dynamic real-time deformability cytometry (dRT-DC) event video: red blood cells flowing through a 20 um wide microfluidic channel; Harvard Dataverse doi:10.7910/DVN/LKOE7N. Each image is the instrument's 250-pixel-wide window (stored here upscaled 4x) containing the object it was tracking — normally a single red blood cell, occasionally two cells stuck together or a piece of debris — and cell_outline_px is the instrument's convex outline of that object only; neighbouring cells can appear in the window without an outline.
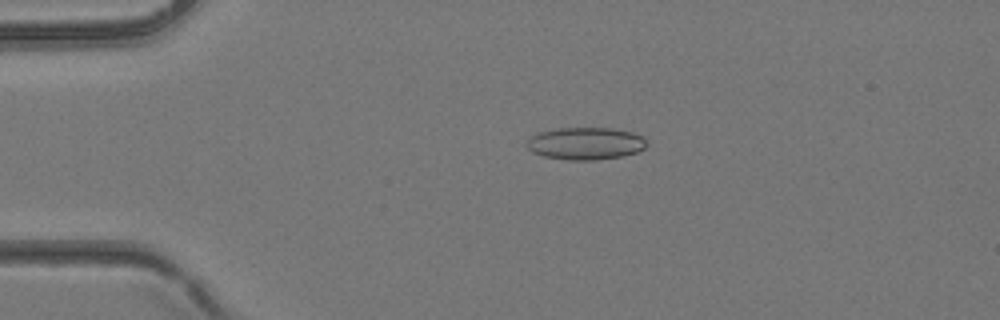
{"species": "common noctule bat (a hibernating species)", "species_latin": "Nyctalus noctula", "temperature_condition": "room temperature", "stored_images_in_passage": 4, "camera_frame_rate_fps": 3000, "um_per_image_px": 0.085, "animal": {"sex": "female", "body_mass_g": 24.6, "forearm_length_mm": 56.2}, "frame": {"image": 1, "passage_image": 3, "time_ms": 0.667, "image_size_px": [1000, 320], "cell_outline_px": [[648, 144], [644, 148], [636, 152], [624, 156], [596, 160], [568, 160], [544, 156], [532, 152], [524, 144], [532, 136], [540, 132], [556, 128], [612, 128], [632, 132], [644, 136]], "centroid_in_image_um": [49.79, 12.19], "position_along_channel_um": 35.2, "area_um2": 22.77}}